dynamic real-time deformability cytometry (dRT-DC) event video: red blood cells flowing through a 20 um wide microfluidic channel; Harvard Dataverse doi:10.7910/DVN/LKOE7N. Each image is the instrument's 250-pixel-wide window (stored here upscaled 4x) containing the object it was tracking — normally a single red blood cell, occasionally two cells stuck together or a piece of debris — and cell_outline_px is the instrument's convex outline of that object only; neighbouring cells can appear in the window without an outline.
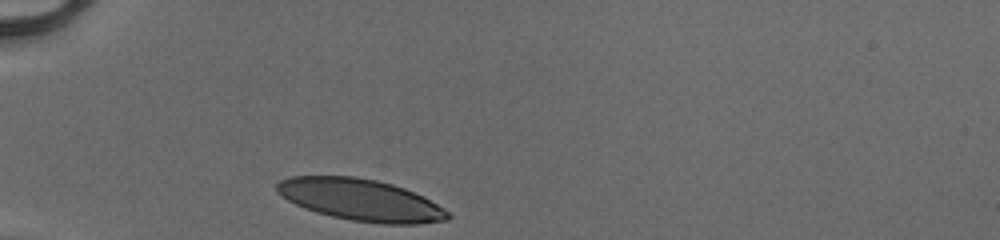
{"species": "human", "species_latin": "Homo sapiens", "temperature_condition": "cold", "stored_images_in_passage": 27, "camera_frame_rate_fps": 3000, "um_per_image_px": 0.085, "donor": {"sex": "male"}, "frame": {"image": 1, "passage_image": 1, "time_ms": 0.0, "image_size_px": [1000, 240], "cell_outline_px": [[452, 216], [448, 220], [416, 224], [380, 224], [352, 220], [332, 216], [316, 212], [296, 204], [288, 200], [276, 192], [276, 184], [280, 180], [292, 176], [356, 176], [376, 180], [392, 184], [404, 188], [424, 196], [444, 208]], "centroid_in_image_um": [30.68, 16.99], "position_along_channel_um": 54.3, "area_um2": 41.62}}
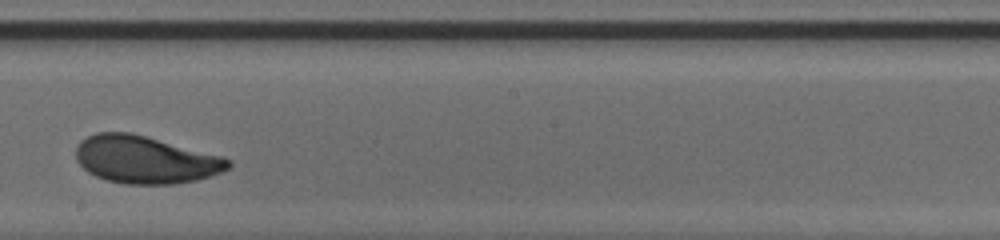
{"frame": {"image": 2, "passage_image": 16, "time_ms": 5.0, "image_size_px": [1000, 240], "cell_outline_px": [[232, 164], [228, 168], [220, 172], [196, 180], [176, 184], [124, 184], [108, 180], [96, 176], [88, 172], [76, 160], [76, 144], [80, 140], [96, 132], [128, 132], [144, 136], [220, 156], [228, 160]], "centroid_in_image_um": [12.28, 13.58], "position_along_channel_um": 235.9, "area_um2": 41.67}}
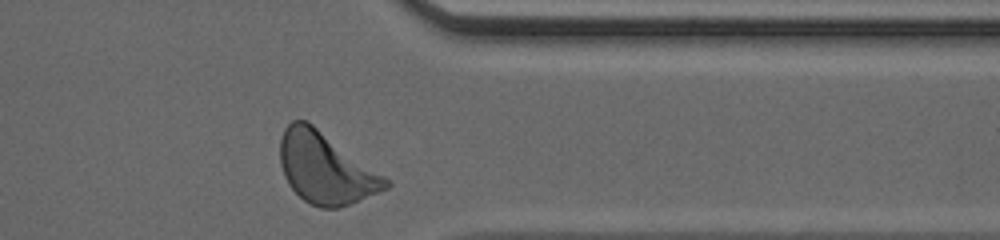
{"frame": {"image": 3, "passage_image": 27, "time_ms": 8.667, "image_size_px": [1000, 240], "cell_outline_px": [[392, 184], [388, 188], [340, 208], [320, 208], [304, 200], [288, 184], [284, 176], [280, 164], [280, 140], [284, 128], [292, 120], [308, 120], [392, 180]], "centroid_in_image_um": [27.7, 14.28], "position_along_channel_um": 383.7, "area_um2": 44.04}, "authors_computed_cell_mechanics": {"area_um2": 41.6738, "velocity_mm_per_s": 4.1055, "shape_relaxation_time_tau1_ms": 4.0533, "shape_relaxation_time_tau2_ms": 1.4185, "deformation_change_tau1": 0.1785, "deformation_change_tau2": 0.0712}}